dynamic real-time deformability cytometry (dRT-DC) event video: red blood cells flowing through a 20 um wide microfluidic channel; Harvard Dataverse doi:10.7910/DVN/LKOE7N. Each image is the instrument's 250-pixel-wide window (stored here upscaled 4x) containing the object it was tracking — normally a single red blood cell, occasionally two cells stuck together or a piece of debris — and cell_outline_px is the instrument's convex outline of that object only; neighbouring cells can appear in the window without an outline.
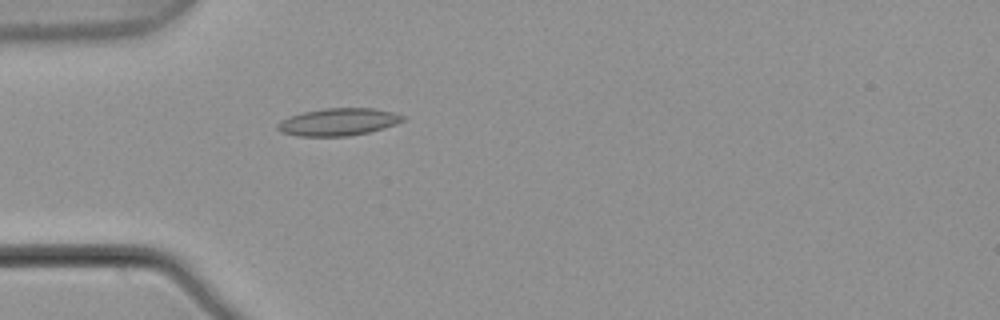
{"species": "common noctule bat (a hibernating species)", "species_latin": "Nyctalus noctula", "temperature_condition": "warm", "stored_images_in_passage": 1, "camera_frame_rate_fps": 3000, "um_per_image_px": 0.085, "animal": {"sex": "male", "body_mass_g": 21.5, "forearm_length_mm": 52.0}, "frame": {"image": 1, "passage_image": 1, "time_ms": 0.0, "image_size_px": [1000, 320], "cell_outline_px": [[404, 120], [396, 124], [384, 128], [368, 132], [348, 136], [296, 136], [280, 132], [276, 128], [276, 124], [280, 120], [288, 116], [304, 112], [324, 108], [372, 108], [392, 112], [404, 116]], "centroid_in_image_um": [28.7, 10.37], "position_along_channel_um": 56.3, "area_um2": 20.06}}